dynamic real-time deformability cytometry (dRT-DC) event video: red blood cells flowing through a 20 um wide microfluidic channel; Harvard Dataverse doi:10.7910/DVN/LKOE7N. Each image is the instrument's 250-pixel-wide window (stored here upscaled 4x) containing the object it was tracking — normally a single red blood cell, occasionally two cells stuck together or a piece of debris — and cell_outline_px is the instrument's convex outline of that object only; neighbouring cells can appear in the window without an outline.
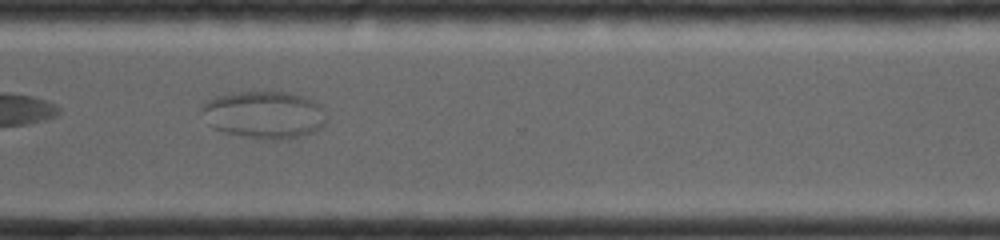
{"species": "common noctule bat (a hibernating species)", "species_latin": "Nyctalus noctula", "temperature_condition": "room temperature", "stored_images_in_passage": 40, "segment_of_instrument_passage": [2, 2], "camera_frame_rate_fps": 4000, "um_per_image_px": 0.085, "animal": {"sex": "female", "body_mass_g": 19.0, "forearm_length_mm": 56.7}, "frame": {"image": 1, "passage_image": 30, "time_ms": 7.0, "image_size_px": [1000, 240], "cell_outline_px": [[324, 124], [320, 128], [312, 132], [280, 140], [272, 140], [248, 136], [228, 132], [216, 128], [208, 124], [324, 120]], "centroid_in_image_um": [23.1, 10.95], "position_along_channel_um": 347.5, "area_um2": 10.29}}